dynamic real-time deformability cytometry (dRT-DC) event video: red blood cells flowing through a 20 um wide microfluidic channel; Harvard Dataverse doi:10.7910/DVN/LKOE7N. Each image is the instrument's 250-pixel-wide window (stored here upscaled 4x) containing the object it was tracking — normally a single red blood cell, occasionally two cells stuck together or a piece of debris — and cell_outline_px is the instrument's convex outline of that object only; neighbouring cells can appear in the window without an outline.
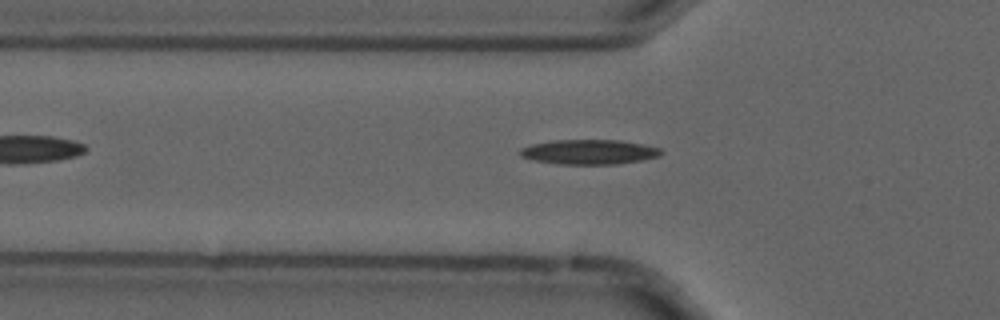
{"species": "common noctule bat (a hibernating species)", "species_latin": "Nyctalus noctula", "temperature_condition": "cold", "stored_images_in_passage": 44, "camera_frame_rate_fps": 3000, "um_per_image_px": 0.085, "animal": {"sex": "male", "forearm_length_mm": 52.5}, "frame": {"image": 1, "passage_image": 7, "time_ms": 2.0, "image_size_px": [1000, 320], "cell_outline_px": [[664, 152], [656, 156], [640, 160], [616, 164], [556, 164], [536, 160], [520, 156], [520, 148], [532, 144], [552, 140], [620, 140], [660, 148]], "centroid_in_image_um": [50.04, 12.91], "position_along_channel_um": 75.8, "area_um2": 20.11}}
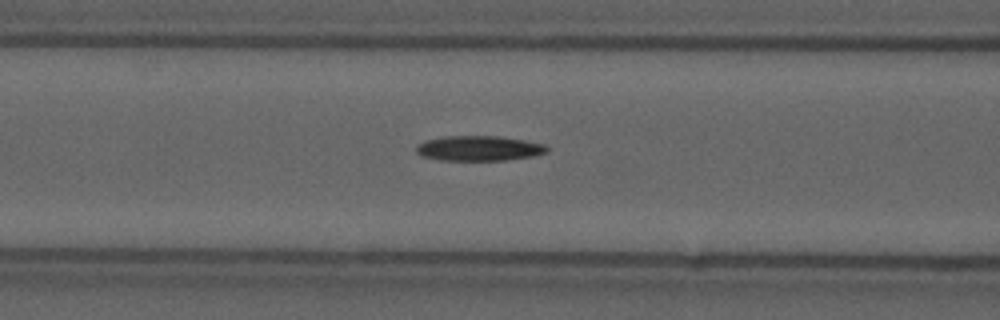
{"frame": {"image": 2, "passage_image": 11, "time_ms": 3.333, "image_size_px": [1000, 320], "cell_outline_px": [[548, 152], [536, 156], [508, 160], [440, 160], [424, 156], [416, 152], [416, 148], [420, 144], [428, 140], [444, 136], [496, 136], [524, 140], [544, 144], [548, 148]], "centroid_in_image_um": [40.77, 12.61], "position_along_channel_um": 125.8, "area_um2": 18.96}}
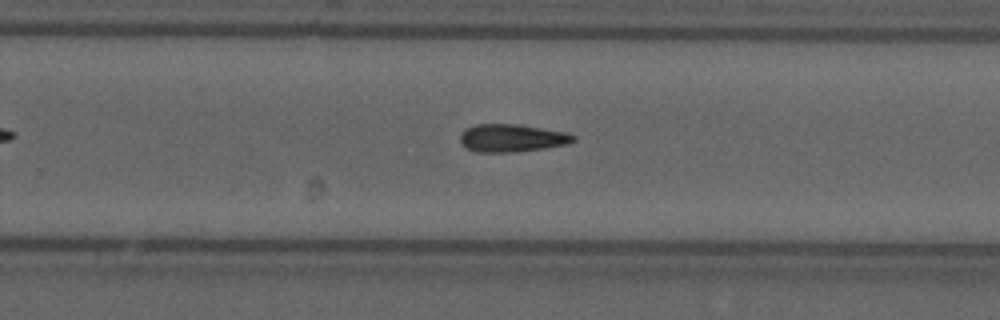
{"frame": {"image": 3, "passage_image": 24, "time_ms": 7.667, "image_size_px": [1000, 320], "cell_outline_px": [[576, 140], [568, 144], [544, 148], [512, 152], [476, 152], [460, 144], [460, 136], [468, 128], [476, 124], [520, 124], [568, 132], [576, 136]], "centroid_in_image_um": [43.55, 11.73], "position_along_channel_um": 286.2, "area_um2": 18.38}}